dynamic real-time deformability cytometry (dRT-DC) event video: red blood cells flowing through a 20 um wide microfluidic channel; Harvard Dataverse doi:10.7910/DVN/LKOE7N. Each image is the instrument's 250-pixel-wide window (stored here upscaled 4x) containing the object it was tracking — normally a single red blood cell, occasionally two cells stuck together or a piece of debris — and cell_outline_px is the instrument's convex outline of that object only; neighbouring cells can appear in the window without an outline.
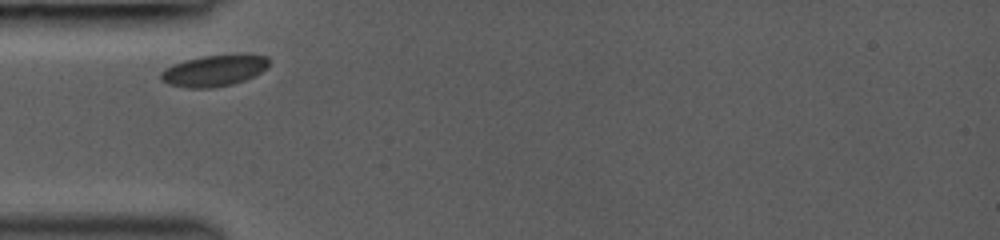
{"species": "common noctule bat (a hibernating species)", "species_latin": "Nyctalus noctula", "temperature_condition": "room temperature", "stored_images_in_passage": 48, "camera_frame_rate_fps": 3000, "um_per_image_px": 0.085, "animal": {"sex": "female", "body_mass_g": 19.0, "forearm_length_mm": 53.3}, "frame": {"image": 1, "passage_image": 1, "time_ms": 0.0, "image_size_px": [1000, 240], "cell_outline_px": [[272, 60], [260, 72], [244, 80], [232, 84], [212, 88], [184, 88], [168, 84], [160, 80], [160, 72], [164, 68], [172, 64], [184, 60], [204, 56], [240, 52], [244, 52], [268, 56]], "centroid_in_image_um": [18.2, 5.97], "position_along_channel_um": 66.8, "area_um2": 20.35}}
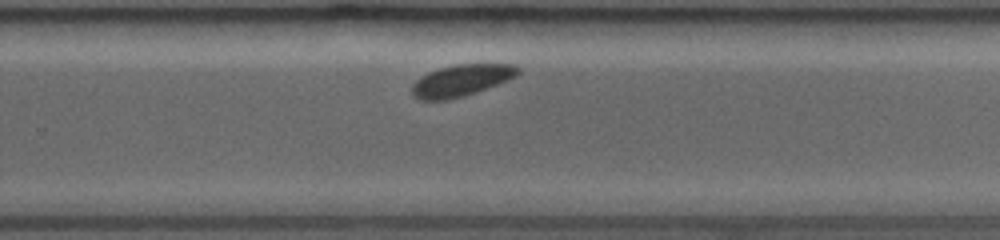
{"frame": {"image": 2, "passage_image": 31, "time_ms": 5.667, "image_size_px": [1000, 240], "cell_outline_px": [[520, 72], [516, 76], [508, 80], [464, 96], [448, 100], [420, 100], [412, 96], [412, 84], [420, 76], [428, 72], [440, 68], [456, 64], [516, 64], [520, 68]], "centroid_in_image_um": [39.2, 6.83], "position_along_channel_um": 290.6, "area_um2": 19.59}}
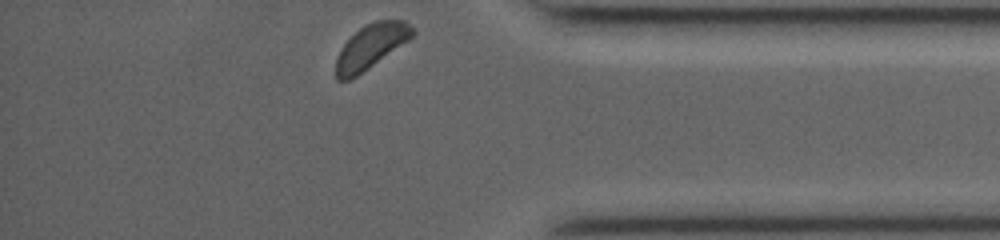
{"frame": {"image": 3, "passage_image": 47, "time_ms": 8.667, "image_size_px": [1000, 240], "cell_outline_px": [[416, 32], [408, 40], [356, 76], [348, 80], [336, 80], [336, 60], [344, 44], [360, 28], [376, 20], [404, 20]], "centroid_in_image_um": [31.53, 3.94], "position_along_channel_um": 403.7, "area_um2": 19.07}}